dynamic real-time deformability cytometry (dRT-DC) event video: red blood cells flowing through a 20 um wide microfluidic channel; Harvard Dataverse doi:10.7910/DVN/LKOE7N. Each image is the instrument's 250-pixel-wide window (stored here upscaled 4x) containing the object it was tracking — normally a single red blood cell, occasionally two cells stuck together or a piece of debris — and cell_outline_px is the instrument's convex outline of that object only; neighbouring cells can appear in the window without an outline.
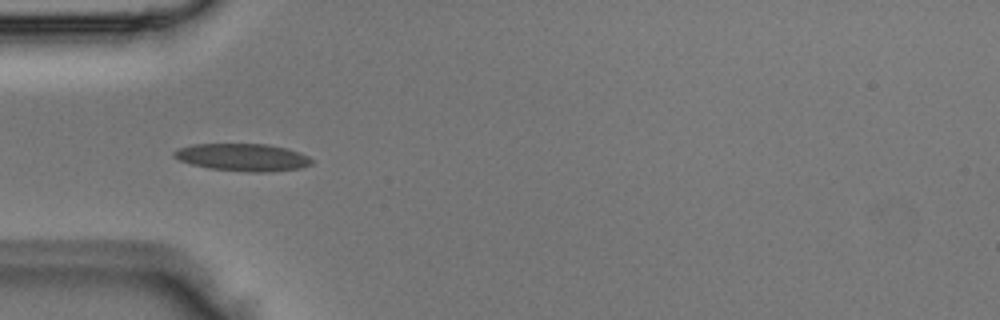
{"species": "Egyptian fruit bat (a non-hibernating species)", "species_latin": "Rousettus aegyptiacus", "temperature_condition": "room temperature", "stored_images_in_passage": 4, "camera_frame_rate_fps": 3000, "um_per_image_px": 0.085, "animal": {"sex": "male"}, "frame": {"image": 1, "passage_image": 4, "time_ms": 1.0, "image_size_px": [1000, 320], "cell_outline_px": [[316, 160], [312, 164], [300, 168], [268, 172], [252, 172], [208, 168], [192, 164], [180, 160], [172, 156], [172, 152], [176, 148], [192, 144], [268, 144], [288, 148], [300, 152]], "centroid_in_image_um": [20.65, 13.36], "position_along_channel_um": 64.4, "area_um2": 22.25}}